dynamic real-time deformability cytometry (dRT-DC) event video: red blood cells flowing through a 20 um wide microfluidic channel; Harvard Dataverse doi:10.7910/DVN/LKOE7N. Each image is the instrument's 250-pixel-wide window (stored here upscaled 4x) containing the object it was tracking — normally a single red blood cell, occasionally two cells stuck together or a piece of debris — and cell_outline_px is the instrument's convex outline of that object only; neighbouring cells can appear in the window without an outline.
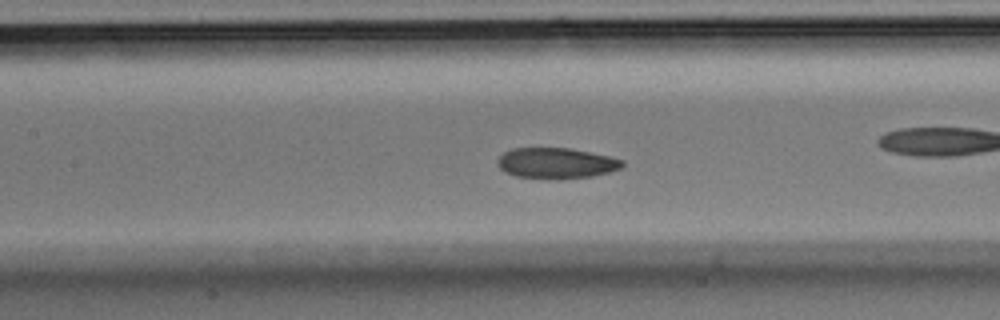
{"species": "Egyptian fruit bat (a non-hibernating species)", "species_latin": "Rousettus aegyptiacus", "temperature_condition": "room temperature", "stored_images_in_passage": 50, "camera_frame_rate_fps": 3000, "um_per_image_px": 0.085, "animal": {"sex": "male"}, "frame": {"image": 1, "passage_image": 22, "time_ms": 7.0, "image_size_px": [1000, 320], "cell_outline_px": [[624, 164], [620, 168], [608, 172], [592, 176], [552, 180], [516, 176], [504, 172], [496, 164], [496, 160], [504, 152], [512, 148], [568, 148], [608, 156], [624, 160]], "centroid_in_image_um": [47.23, 13.88], "position_along_channel_um": 160.2, "area_um2": 22.43}}